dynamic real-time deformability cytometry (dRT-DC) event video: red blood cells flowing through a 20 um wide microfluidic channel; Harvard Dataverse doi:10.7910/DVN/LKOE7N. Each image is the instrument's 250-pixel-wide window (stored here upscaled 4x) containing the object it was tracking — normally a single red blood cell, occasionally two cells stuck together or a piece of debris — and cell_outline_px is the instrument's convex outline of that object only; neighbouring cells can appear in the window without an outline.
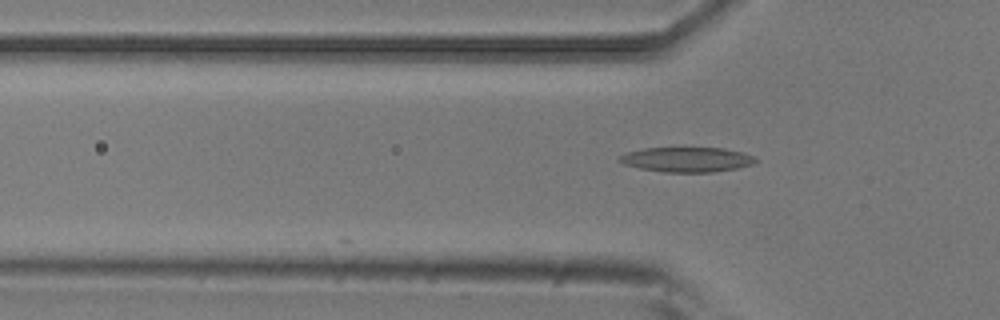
{"species": "common noctule bat (a hibernating species)", "species_latin": "Nyctalus noctula", "temperature_condition": "room temperature", "stored_images_in_passage": 5, "camera_frame_rate_fps": 3000, "um_per_image_px": 0.085, "animal": {"sex": "male", "body_mass_g": 20.5, "forearm_length_mm": 52.5}, "frame": {"image": 1, "passage_image": 5, "time_ms": 1.333, "image_size_px": [1000, 320], "cell_outline_px": [[756, 160], [752, 164], [736, 168], [712, 172], [664, 172], [640, 168], [624, 164], [616, 160], [620, 156], [628, 152], [644, 148], [684, 144], [724, 148], [744, 152], [752, 156]], "centroid_in_image_um": [58.35, 13.5], "position_along_channel_um": 67.5, "area_um2": 20.69}}